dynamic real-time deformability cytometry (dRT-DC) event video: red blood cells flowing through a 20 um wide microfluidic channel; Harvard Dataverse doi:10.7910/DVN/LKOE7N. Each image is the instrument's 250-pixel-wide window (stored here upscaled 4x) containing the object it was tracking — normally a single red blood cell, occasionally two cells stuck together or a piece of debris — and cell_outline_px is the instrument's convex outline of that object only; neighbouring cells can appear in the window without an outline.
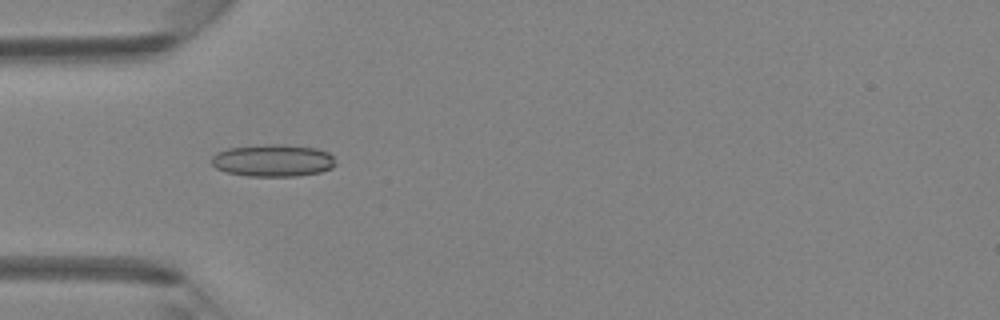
{"species": "Egyptian fruit bat (a non-hibernating species)", "species_latin": "Rousettus aegyptiacus", "temperature_condition": "room temperature", "stored_images_in_passage": 5, "camera_frame_rate_fps": 3000, "um_per_image_px": 0.085, "animal": {"sex": "female"}, "frame": {"image": 1, "passage_image": 4, "time_ms": 4.333, "image_size_px": [1000, 320], "cell_outline_px": [[336, 164], [332, 168], [320, 172], [296, 176], [248, 176], [228, 172], [216, 168], [212, 164], [212, 156], [216, 152], [228, 148], [268, 144], [280, 144], [316, 148], [328, 152], [332, 156]], "centroid_in_image_um": [23.21, 13.64], "position_along_channel_um": 61.8, "area_um2": 23.24}}
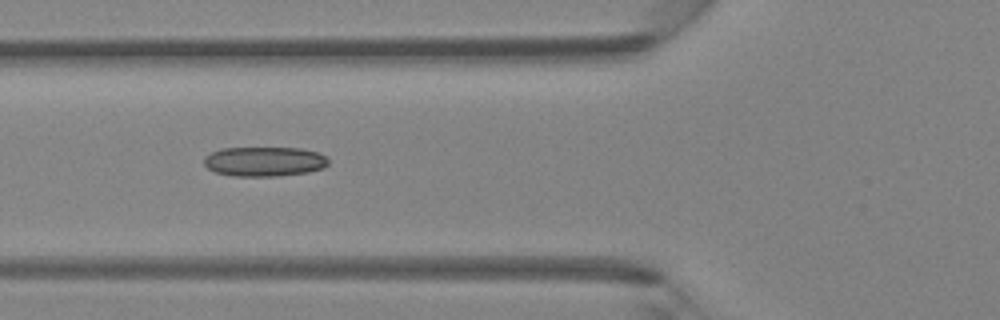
{"frame": {"image": 2, "passage_image": 5, "time_ms": 5.333, "image_size_px": [1000, 320], "cell_outline_px": [[328, 164], [324, 168], [308, 172], [276, 176], [232, 176], [216, 172], [208, 168], [204, 164], [204, 156], [220, 148], [300, 148], [316, 152], [324, 156], [328, 160]], "centroid_in_image_um": [22.45, 13.73], "position_along_channel_um": 103.4, "area_um2": 21.44}}